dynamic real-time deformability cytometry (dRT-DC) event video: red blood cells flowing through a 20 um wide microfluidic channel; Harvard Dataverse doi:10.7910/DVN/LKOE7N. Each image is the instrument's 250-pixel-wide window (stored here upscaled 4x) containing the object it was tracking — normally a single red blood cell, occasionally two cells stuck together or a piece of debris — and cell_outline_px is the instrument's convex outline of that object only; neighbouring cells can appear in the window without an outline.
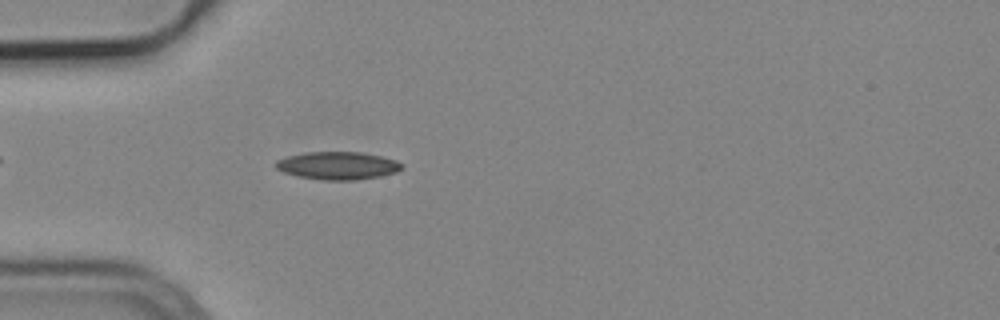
{"species": "common noctule bat (a hibernating species)", "species_latin": "Nyctalus noctula", "temperature_condition": "cold", "stored_images_in_passage": 44, "camera_frame_rate_fps": 3000, "um_per_image_px": 0.085, "animal": {"sex": "male", "body_mass_g": 19.2, "forearm_length_mm": 51.8}, "frame": {"image": 1, "passage_image": 6, "time_ms": 1.667, "image_size_px": [1000, 320], "cell_outline_px": [[404, 164], [396, 172], [380, 176], [356, 180], [324, 180], [296, 176], [284, 172], [276, 168], [272, 164], [276, 160], [288, 156], [308, 152], [360, 152], [380, 156], [396, 160]], "centroid_in_image_um": [28.67, 14.08], "position_along_channel_um": 56.3, "area_um2": 20.4}}
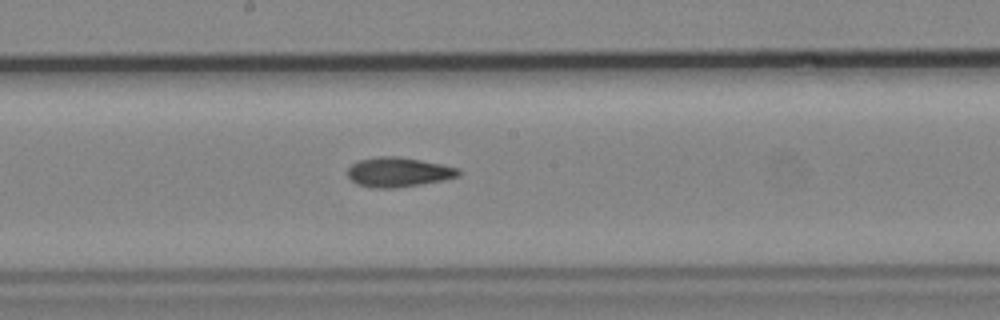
{"frame": {"image": 2, "passage_image": 19, "time_ms": 6.0, "image_size_px": [1000, 320], "cell_outline_px": [[460, 176], [444, 180], [420, 184], [392, 188], [376, 188], [356, 184], [348, 176], [348, 168], [352, 164], [360, 160], [380, 156], [396, 156], [420, 160], [460, 168]], "centroid_in_image_um": [33.88, 14.63], "position_along_channel_um": 214.3, "area_um2": 18.96}}
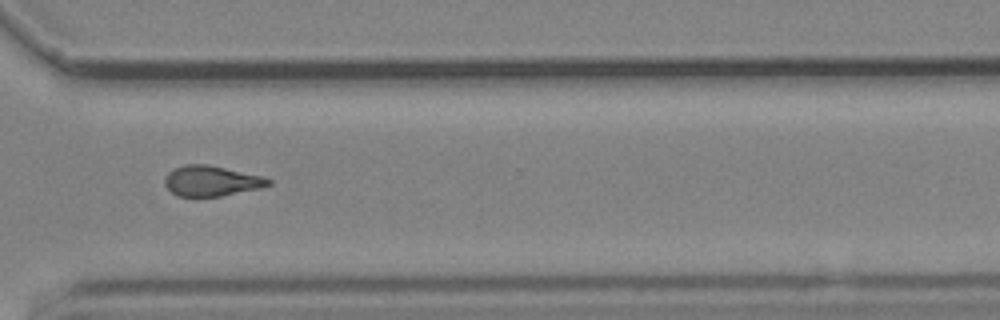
{"frame": {"image": 3, "passage_image": 30, "time_ms": 9.667, "image_size_px": [1000, 320], "cell_outline_px": [[272, 184], [260, 188], [220, 196], [176, 196], [164, 184], [164, 180], [168, 172], [184, 164], [208, 164], [264, 176], [272, 180]], "centroid_in_image_um": [17.99, 15.37], "position_along_channel_um": 352.6, "area_um2": 18.38}, "authors_computed_cell_mechanics": {"area_um2": 18.5249, "velocity_mm_per_s": 3.7811, "shape_relaxation_time_tau1_ms": null, "shape_relaxation_time_tau2_ms": 4.5277, "deformation_change_tau1": null, "deformation_change_tau2": 0.1255}}